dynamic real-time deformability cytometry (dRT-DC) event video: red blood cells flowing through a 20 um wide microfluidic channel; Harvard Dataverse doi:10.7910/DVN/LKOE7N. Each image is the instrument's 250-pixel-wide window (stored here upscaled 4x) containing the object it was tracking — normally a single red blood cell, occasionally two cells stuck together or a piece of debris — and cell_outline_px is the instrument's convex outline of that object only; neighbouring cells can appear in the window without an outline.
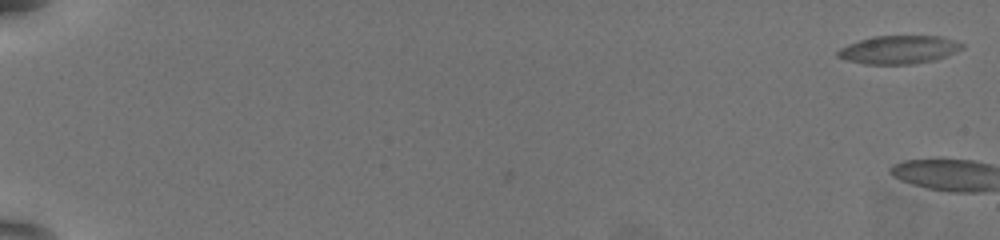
{"species": "common noctule bat (a hibernating species)", "species_latin": "Nyctalus noctula", "temperature_condition": "warm", "stored_images_in_passage": 4, "camera_frame_rate_fps": 3000, "um_per_image_px": 0.085, "animal": {"sex": "female", "body_mass_g": 19.5, "forearm_length_mm": 54.1}, "frame": {"image": 1, "passage_image": 1, "time_ms": 0.0, "image_size_px": [1000, 240], "cell_outline_px": [[964, 48], [936, 60], [912, 64], [864, 64], [848, 60], [836, 56], [836, 52], [840, 48], [848, 44], [872, 36], [940, 36], [964, 44]], "centroid_in_image_um": [76.39, 4.22], "position_along_channel_um": 8.6, "area_um2": 20.4}}